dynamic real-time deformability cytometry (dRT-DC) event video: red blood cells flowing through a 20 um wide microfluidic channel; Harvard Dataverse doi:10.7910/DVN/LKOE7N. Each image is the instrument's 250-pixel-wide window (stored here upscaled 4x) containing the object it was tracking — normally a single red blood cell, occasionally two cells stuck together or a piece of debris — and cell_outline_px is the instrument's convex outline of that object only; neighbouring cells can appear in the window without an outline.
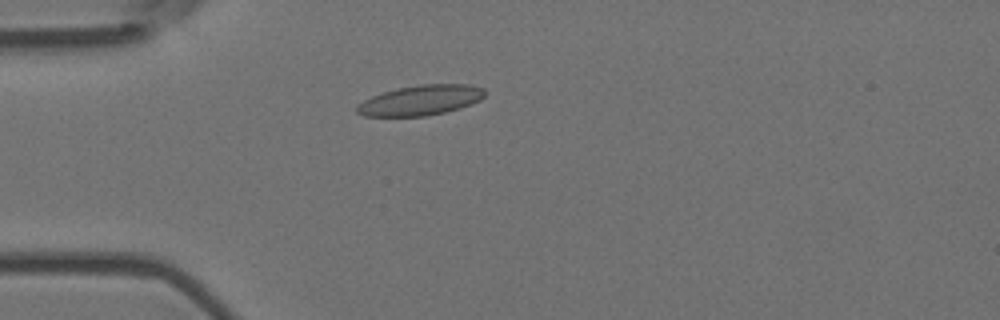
{"species": "Egyptian fruit bat (a non-hibernating species)", "species_latin": "Rousettus aegyptiacus", "temperature_condition": "room temperature", "stored_images_in_passage": 2, "camera_frame_rate_fps": 3000, "um_per_image_px": 0.085, "animal": {"sex": "female"}, "frame": {"image": 1, "passage_image": 2, "time_ms": 0.333, "image_size_px": [1000, 320], "cell_outline_px": [[484, 96], [480, 100], [472, 104], [460, 108], [444, 112], [424, 116], [364, 116], [356, 112], [356, 104], [372, 96], [396, 88], [420, 84], [468, 84], [484, 88]], "centroid_in_image_um": [35.74, 8.51], "position_along_channel_um": 49.3, "area_um2": 22.48}}